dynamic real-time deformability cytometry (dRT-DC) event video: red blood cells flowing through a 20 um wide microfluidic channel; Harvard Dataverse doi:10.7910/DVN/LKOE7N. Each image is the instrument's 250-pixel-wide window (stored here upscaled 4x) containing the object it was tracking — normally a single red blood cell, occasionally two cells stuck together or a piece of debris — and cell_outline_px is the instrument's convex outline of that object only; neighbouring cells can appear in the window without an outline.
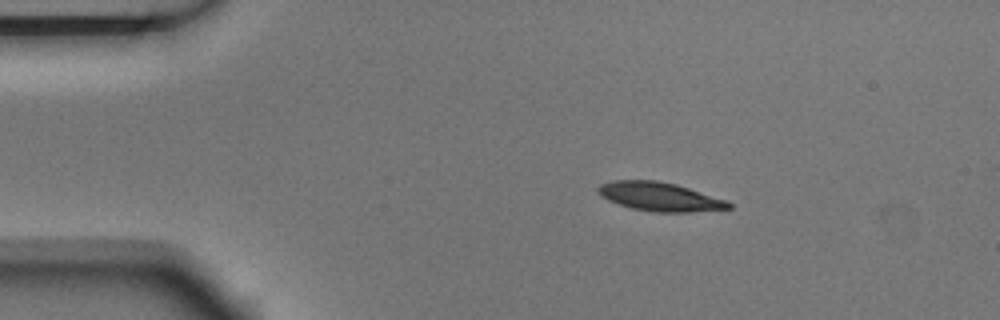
{"species": "Egyptian fruit bat (a non-hibernating species)", "species_latin": "Rousettus aegyptiacus", "temperature_condition": "room temperature", "stored_images_in_passage": 6, "camera_frame_rate_fps": 3000, "um_per_image_px": 0.085, "animal": {"sex": "male"}, "frame": {"image": 1, "passage_image": 3, "time_ms": 0.667, "image_size_px": [1000, 320], "cell_outline_px": [[732, 208], [688, 212], [652, 212], [632, 208], [608, 200], [600, 196], [596, 192], [596, 188], [600, 184], [612, 180], [656, 180], [676, 184], [728, 200], [732, 204]], "centroid_in_image_um": [56.06, 16.71], "position_along_channel_um": 28.9, "area_um2": 22.02}}
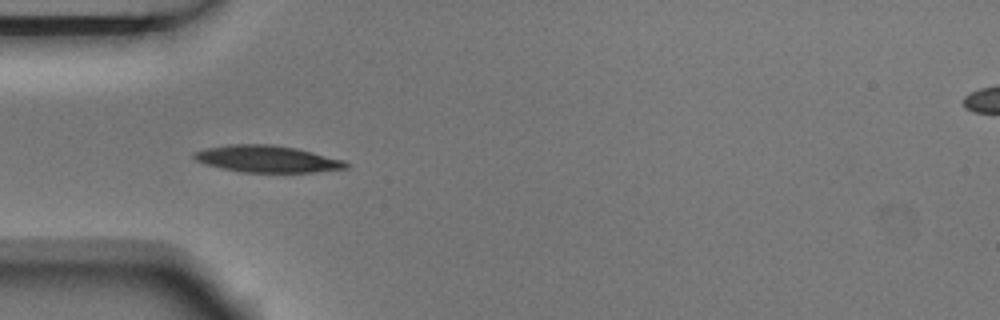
{"frame": {"image": 2, "passage_image": 5, "time_ms": 1.333, "image_size_px": [1000, 320], "cell_outline_px": [[348, 168], [312, 172], [244, 172], [204, 164], [196, 160], [192, 156], [192, 152], [204, 148], [228, 144], [272, 144], [296, 148], [344, 160], [348, 164]], "centroid_in_image_um": [22.66, 13.5], "position_along_channel_um": 62.3, "area_um2": 23.7}}
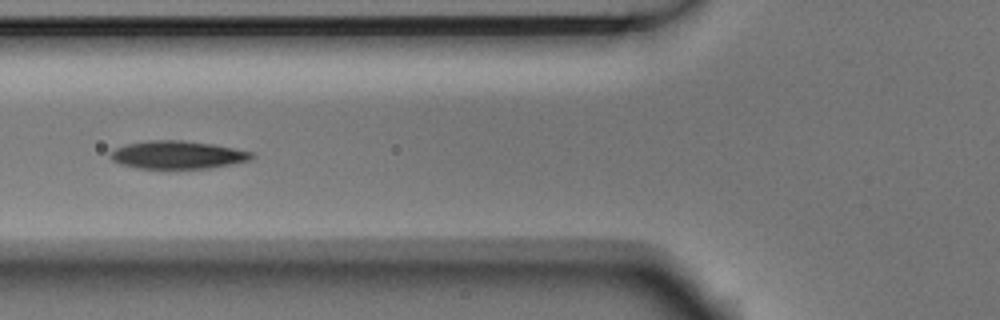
{"frame": {"image": 3, "passage_image": 6, "time_ms": 1.667, "image_size_px": [1000, 320], "cell_outline_px": [[256, 156], [252, 160], [232, 164], [208, 168], [136, 168], [120, 164], [112, 160], [108, 156], [116, 148], [128, 144], [148, 140], [184, 140], [212, 144], [252, 152]], "centroid_in_image_um": [15.11, 13.16], "position_along_channel_um": 110.7, "area_um2": 22.95}}